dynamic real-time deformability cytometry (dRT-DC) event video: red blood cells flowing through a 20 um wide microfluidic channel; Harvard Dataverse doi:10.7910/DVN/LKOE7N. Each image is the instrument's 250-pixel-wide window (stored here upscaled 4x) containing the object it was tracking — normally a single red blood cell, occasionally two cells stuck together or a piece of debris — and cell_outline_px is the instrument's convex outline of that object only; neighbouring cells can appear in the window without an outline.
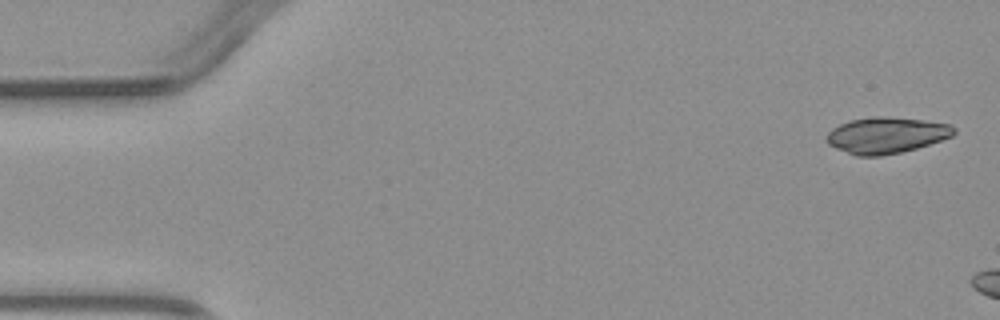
{"species": "common noctule bat (a hibernating species)", "species_latin": "Nyctalus noctula", "temperature_condition": "warm", "stored_images_in_passage": 3, "camera_frame_rate_fps": 3000, "um_per_image_px": 0.085, "animal": {"sex": "male", "body_mass_g": 23.1, "forearm_length_mm": 52.7}, "frame": {"image": 1, "passage_image": 1, "time_ms": 0.0, "image_size_px": [1000, 320], "cell_outline_px": [[956, 132], [952, 136], [916, 148], [900, 152], [880, 156], [856, 156], [836, 148], [828, 144], [824, 140], [828, 132], [832, 128], [840, 124], [852, 120], [872, 116], [876, 116], [924, 120], [952, 124], [956, 128]], "centroid_in_image_um": [75.32, 11.49], "position_along_channel_um": 9.7, "area_um2": 26.76}}